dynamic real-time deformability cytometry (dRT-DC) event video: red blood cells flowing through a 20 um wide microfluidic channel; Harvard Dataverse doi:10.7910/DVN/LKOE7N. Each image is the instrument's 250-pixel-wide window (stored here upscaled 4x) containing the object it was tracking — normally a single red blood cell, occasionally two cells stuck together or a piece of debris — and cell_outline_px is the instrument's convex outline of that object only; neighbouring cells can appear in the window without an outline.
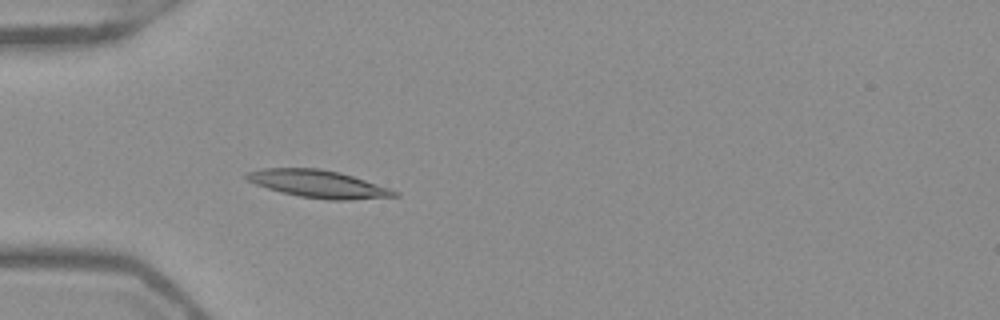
{"species": "Egyptian fruit bat (a non-hibernating species)", "species_latin": "Rousettus aegyptiacus", "temperature_condition": "warm", "stored_images_in_passage": 53, "camera_frame_rate_fps": 3000, "um_per_image_px": 0.085, "frame": {"image": 1, "passage_image": 17, "time_ms": 5.333, "image_size_px": [1000, 320], "cell_outline_px": [[400, 196], [352, 200], [328, 200], [300, 196], [280, 192], [256, 184], [248, 180], [244, 176], [244, 172], [264, 168], [320, 168], [340, 172], [400, 192]], "centroid_in_image_um": [27.05, 15.63], "position_along_channel_um": 58.0, "area_um2": 23.7}}
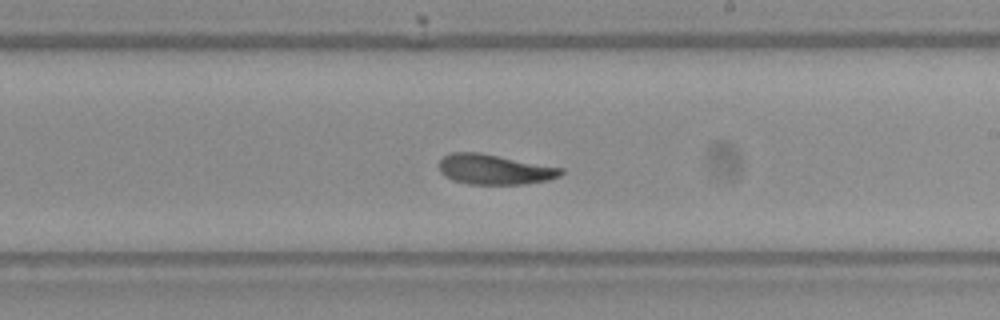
{"frame": {"image": 2, "passage_image": 32, "time_ms": 10.333, "image_size_px": [1000, 320], "cell_outline_px": [[564, 172], [560, 176], [548, 180], [524, 184], [468, 184], [452, 180], [444, 176], [440, 172], [440, 160], [444, 156], [452, 152], [480, 152], [564, 168]], "centroid_in_image_um": [42.04, 14.4], "position_along_channel_um": 247.0, "area_um2": 21.5}}
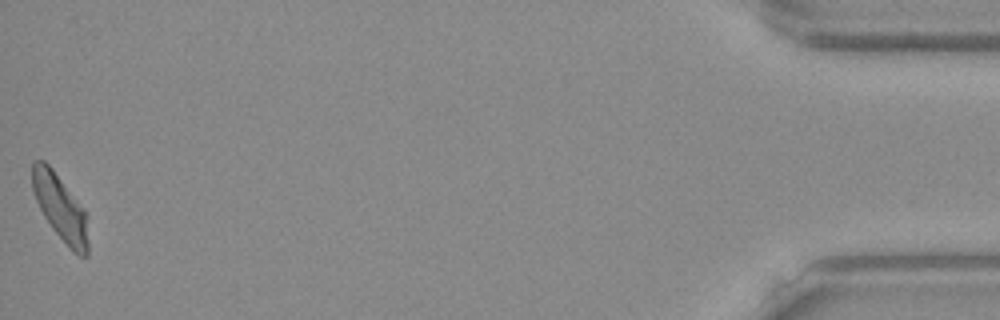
{"frame": {"image": 3, "passage_image": 53, "time_ms": 17.333, "image_size_px": [1000, 320], "cell_outline_px": [[88, 256], [80, 256], [72, 252], [52, 228], [44, 216], [36, 200], [32, 188], [32, 160], [44, 160], [52, 168], [84, 212], [88, 244]], "centroid_in_image_um": [5.08, 17.66], "position_along_channel_um": 430.1, "area_um2": 20.75}, "authors_computed_cell_mechanics": {"area_um2": 21.9062, "velocity_mm_per_s": 3.9078, "shape_relaxation_time_tau1_ms": 3.1835, "shape_relaxation_time_tau2_ms": 2.0294, "deformation_change_tau1": 0.1513, "deformation_change_tau2": 0.093}}